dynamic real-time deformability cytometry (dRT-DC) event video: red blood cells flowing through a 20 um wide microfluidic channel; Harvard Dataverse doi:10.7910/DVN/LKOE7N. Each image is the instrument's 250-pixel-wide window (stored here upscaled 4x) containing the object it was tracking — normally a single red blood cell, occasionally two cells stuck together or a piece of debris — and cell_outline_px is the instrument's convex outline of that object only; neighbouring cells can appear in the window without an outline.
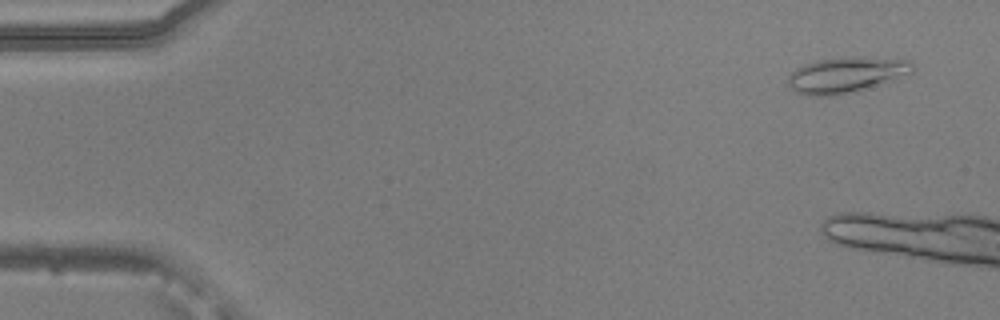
{"species": "common noctule bat (a hibernating species)", "species_latin": "Nyctalus noctula", "temperature_condition": "warm", "stored_images_in_passage": 8, "camera_frame_rate_fps": 3000, "um_per_image_px": 0.085, "animal": {"sex": "male", "body_mass_g": 20.5, "forearm_length_mm": 52.5}, "frame": {"image": 1, "passage_image": 3, "time_ms": 0.667, "image_size_px": [1000, 320], "cell_outline_px": [[916, 68], [912, 72], [848, 92], [832, 96], [812, 96], [796, 92], [788, 84], [788, 76], [796, 68], [804, 64], [816, 60], [852, 56], [860, 56], [912, 60]], "centroid_in_image_um": [71.88, 6.32], "position_along_channel_um": 13.1, "area_um2": 25.32}}